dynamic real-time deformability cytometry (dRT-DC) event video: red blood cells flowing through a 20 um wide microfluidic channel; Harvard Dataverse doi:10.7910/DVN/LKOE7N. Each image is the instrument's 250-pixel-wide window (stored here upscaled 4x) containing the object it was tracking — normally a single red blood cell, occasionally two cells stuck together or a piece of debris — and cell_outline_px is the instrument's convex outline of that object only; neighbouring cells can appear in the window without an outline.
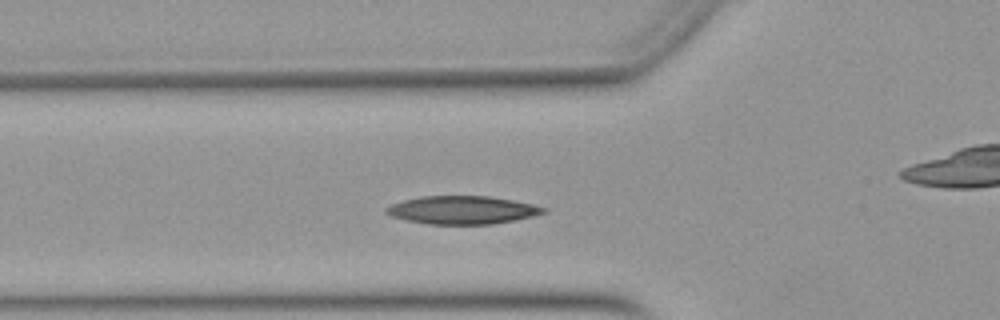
{"species": "Egyptian fruit bat (a non-hibernating species)", "species_latin": "Rousettus aegyptiacus", "temperature_condition": "warm", "stored_images_in_passage": 36, "camera_frame_rate_fps": 3000, "um_per_image_px": 0.085, "animal": {"sex": "female"}, "frame": {"image": 1, "passage_image": 9, "time_ms": 2.667, "image_size_px": [1000, 320], "cell_outline_px": [[548, 212], [532, 216], [492, 224], [428, 224], [404, 220], [392, 216], [384, 212], [384, 208], [388, 204], [420, 196], [488, 196], [512, 200], [532, 204], [548, 208]], "centroid_in_image_um": [39.25, 17.85], "position_along_channel_um": 86.6, "area_um2": 25.84}}
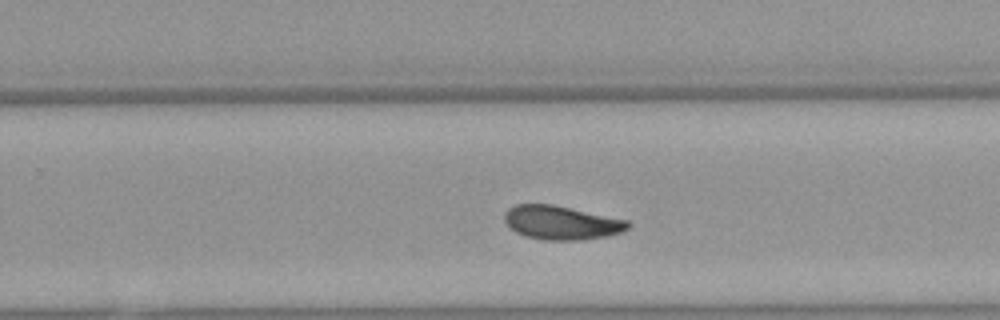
{"frame": {"image": 2, "passage_image": 24, "time_ms": 7.667, "image_size_px": [1000, 320], "cell_outline_px": [[632, 224], [624, 232], [608, 236], [580, 240], [544, 240], [524, 236], [516, 232], [504, 220], [504, 212], [508, 208], [516, 204], [552, 204], [628, 220]], "centroid_in_image_um": [47.74, 18.93], "position_along_channel_um": 282.1, "area_um2": 24.45}}
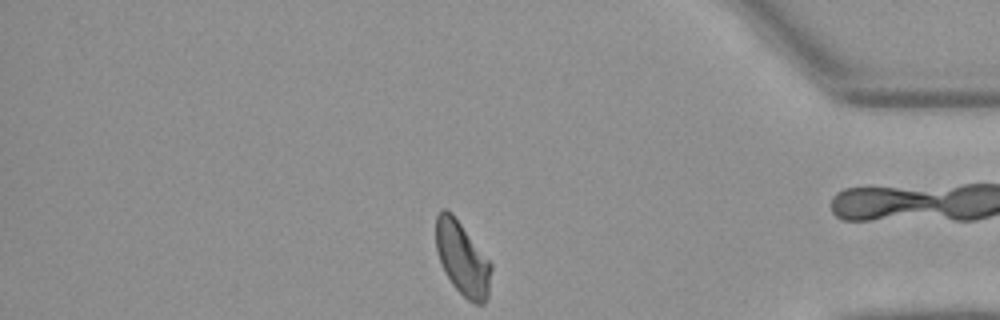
{"frame": {"image": 3, "passage_image": 35, "time_ms": 11.333, "image_size_px": [1000, 320], "cell_outline_px": [[492, 268], [488, 296], [484, 304], [476, 304], [468, 300], [452, 284], [440, 260], [436, 248], [436, 216], [440, 208], [444, 208], [452, 212], [492, 264]], "centroid_in_image_um": [39.31, 21.96], "position_along_channel_um": 395.9, "area_um2": 23.47}, "authors_computed_cell_mechanics": {"area_um2": 24.6228, "velocity_mm_per_s": 3.9156, "shape_relaxation_time_tau1_ms": 6.5241, "shape_relaxation_time_tau2_ms": 3.8414, "deformation_change_tau1": 0.175, "deformation_change_tau2": 0.0954}}